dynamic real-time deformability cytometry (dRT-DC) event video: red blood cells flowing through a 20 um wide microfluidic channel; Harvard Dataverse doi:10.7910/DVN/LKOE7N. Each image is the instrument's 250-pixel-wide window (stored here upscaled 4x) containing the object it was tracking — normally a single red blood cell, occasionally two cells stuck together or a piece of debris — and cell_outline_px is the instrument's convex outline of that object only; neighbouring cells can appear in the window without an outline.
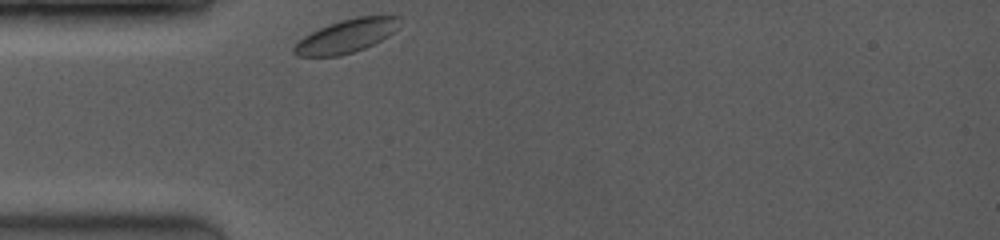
{"species": "common noctule bat (a hibernating species)", "species_latin": "Nyctalus noctula", "temperature_condition": "room temperature", "stored_images_in_passage": 8, "camera_frame_rate_fps": 3500, "um_per_image_px": 0.085, "animal": {"sex": "female", "body_mass_g": 19.0, "forearm_length_mm": 53.3}, "frame": {"image": 1, "passage_image": 1, "time_ms": 0.0, "image_size_px": [1000, 240], "cell_outline_px": [[400, 16], [396, 28], [388, 36], [364, 48], [340, 56], [296, 56], [292, 52], [292, 48], [304, 36], [328, 24], [340, 20], [356, 16]], "centroid_in_image_um": [29.4, 3.07], "position_along_channel_um": 55.6, "area_um2": 20.23}}
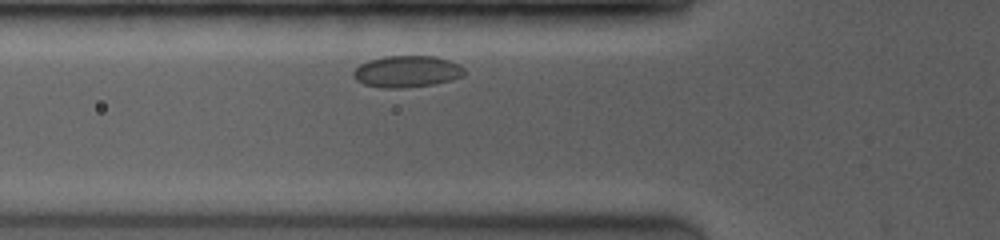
{"frame": {"image": 2, "passage_image": 6, "time_ms": 1.143, "image_size_px": [1000, 240], "cell_outline_px": [[464, 76], [452, 80], [432, 84], [404, 88], [380, 88], [364, 84], [356, 80], [352, 76], [352, 72], [360, 64], [368, 60], [384, 56], [436, 56], [460, 64], [464, 68]], "centroid_in_image_um": [34.58, 6.08], "position_along_channel_um": 91.2, "area_um2": 20.63}}